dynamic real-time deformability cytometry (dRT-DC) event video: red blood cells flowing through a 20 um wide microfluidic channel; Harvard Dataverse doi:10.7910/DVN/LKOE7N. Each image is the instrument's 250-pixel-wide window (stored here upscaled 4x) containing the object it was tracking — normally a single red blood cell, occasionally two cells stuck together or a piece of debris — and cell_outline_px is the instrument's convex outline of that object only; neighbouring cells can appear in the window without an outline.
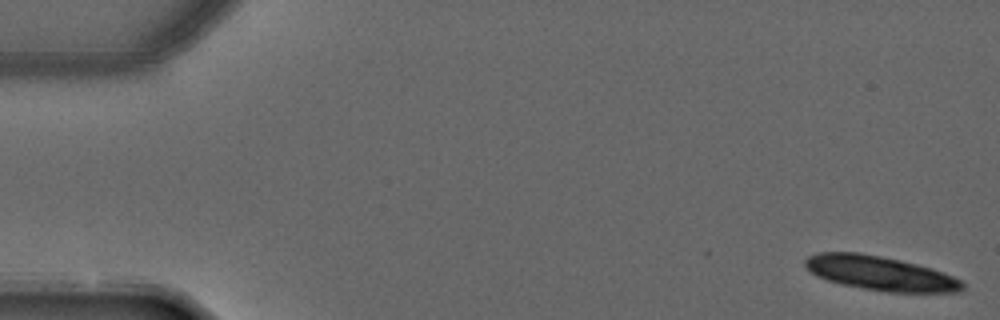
{"species": "common noctule bat (a hibernating species)", "species_latin": "Nyctalus noctula", "temperature_condition": "warm", "stored_images_in_passage": 6, "camera_frame_rate_fps": 3000, "um_per_image_px": 0.085, "animal": {"sex": "male", "forearm_length_mm": 52.5}, "frame": {"image": 1, "passage_image": 1, "time_ms": 0.0, "image_size_px": [1000, 320], "cell_outline_px": [[964, 292], [888, 292], [840, 284], [816, 276], [804, 264], [804, 260], [808, 256], [820, 252], [860, 252], [900, 260], [932, 268], [944, 272], [960, 280], [964, 284]], "centroid_in_image_um": [74.84, 23.22], "position_along_channel_um": 10.2, "area_um2": 31.39}}